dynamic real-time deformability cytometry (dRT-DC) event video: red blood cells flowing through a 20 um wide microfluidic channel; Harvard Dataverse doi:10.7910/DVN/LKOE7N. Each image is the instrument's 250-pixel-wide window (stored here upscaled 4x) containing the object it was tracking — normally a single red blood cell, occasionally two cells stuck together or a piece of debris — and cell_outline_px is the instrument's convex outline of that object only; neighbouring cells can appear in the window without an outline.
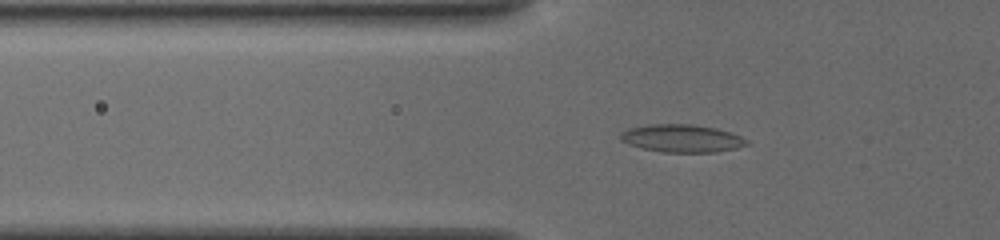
{"species": "common noctule bat (a hibernating species)", "species_latin": "Nyctalus noctula", "temperature_condition": "cold", "stored_images_in_passage": 39, "camera_frame_rate_fps": 3000, "um_per_image_px": 0.085, "animal": {"sex": "female", "body_mass_g": 19.5, "forearm_length_mm": 54.1}, "frame": {"image": 1, "passage_image": 5, "time_ms": 1.333, "image_size_px": [1000, 240], "cell_outline_px": [[748, 144], [736, 148], [716, 152], [664, 152], [640, 148], [628, 144], [620, 140], [620, 132], [628, 128], [648, 124], [692, 124], [716, 128], [740, 136], [748, 140]], "centroid_in_image_um": [57.91, 11.76], "position_along_channel_um": 67.9, "area_um2": 20.46}}
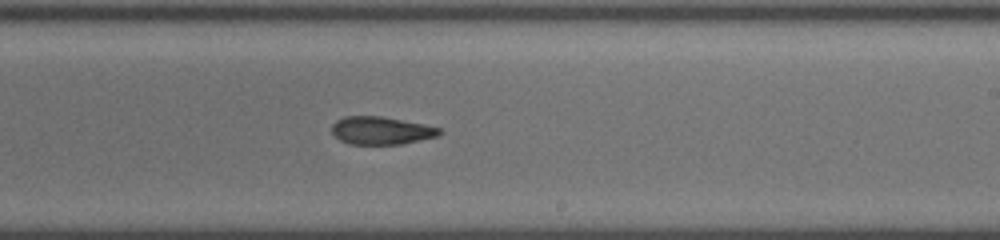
{"frame": {"image": 2, "passage_image": 20, "time_ms": 6.333, "image_size_px": [1000, 240], "cell_outline_px": [[444, 132], [440, 136], [400, 144], [348, 144], [340, 140], [332, 132], [332, 124], [336, 120], [344, 116], [380, 116], [424, 124], [440, 128]], "centroid_in_image_um": [32.42, 11.1], "position_along_channel_um": 256.6, "area_um2": 17.51}}
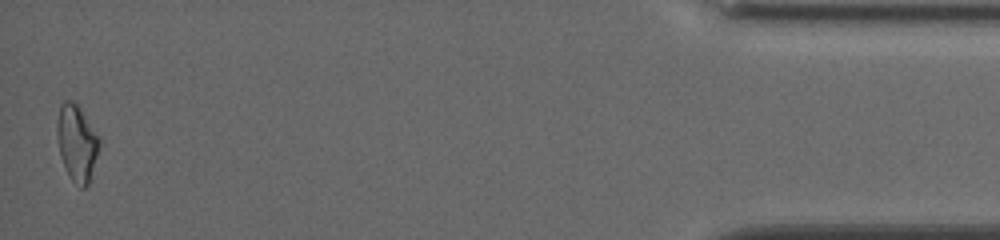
{"frame": {"image": 3, "passage_image": 39, "time_ms": 12.667, "image_size_px": [1000, 240], "cell_outline_px": [[100, 144], [88, 184], [84, 188], [80, 188], [68, 176], [60, 156], [56, 136], [56, 124], [60, 104], [64, 100], [72, 100], [80, 108], [100, 136]], "centroid_in_image_um": [6.51, 12.12], "position_along_channel_um": 428.7, "area_um2": 18.96}, "authors_computed_cell_mechanics": {"area_um2": 18.0336, "velocity_mm_per_s": 3.8818, "shape_relaxation_time_tau1_ms": 8.8043, "shape_relaxation_time_tau2_ms": 3.5663, "deformation_change_tau1": 0.1941, "deformation_change_tau2": 0.11}}